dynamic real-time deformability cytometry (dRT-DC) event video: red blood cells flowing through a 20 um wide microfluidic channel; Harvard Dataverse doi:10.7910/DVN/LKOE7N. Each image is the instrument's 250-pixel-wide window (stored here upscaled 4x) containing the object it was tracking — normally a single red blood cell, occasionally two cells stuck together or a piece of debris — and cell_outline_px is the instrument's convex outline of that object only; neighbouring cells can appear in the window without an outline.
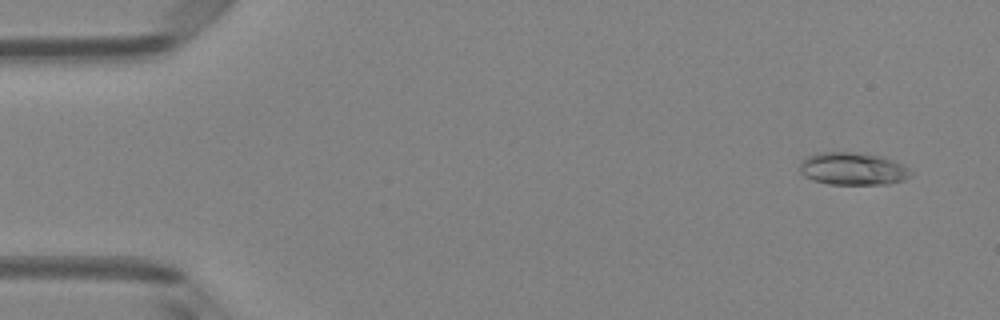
{"species": "Egyptian fruit bat (a non-hibernating species)", "species_latin": "Rousettus aegyptiacus", "temperature_condition": "room temperature", "stored_images_in_passage": 5, "camera_frame_rate_fps": 3000, "um_per_image_px": 0.085, "animal": {"sex": "female"}, "frame": {"image": 1, "passage_image": 1, "time_ms": 0.0, "image_size_px": [1000, 320], "cell_outline_px": [[912, 176], [904, 180], [888, 184], [828, 184], [812, 180], [804, 176], [800, 172], [800, 164], [808, 156], [820, 152], [852, 152], [880, 156], [900, 164], [908, 168], [912, 172]], "centroid_in_image_um": [72.48, 14.36], "position_along_channel_um": 12.5, "area_um2": 20.92}}
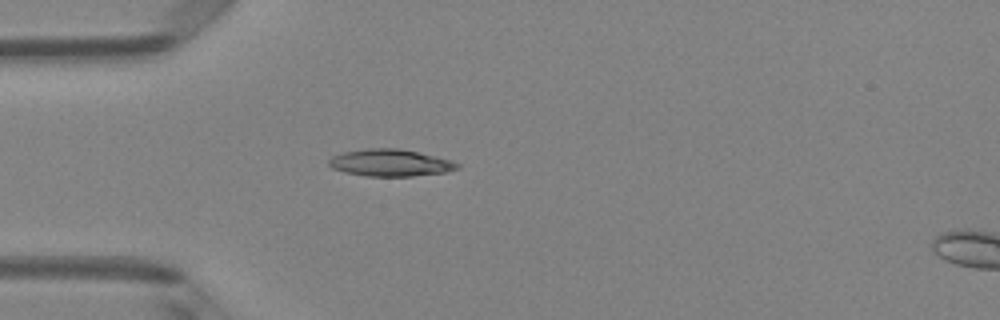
{"frame": {"image": 2, "passage_image": 4, "time_ms": 1.0, "image_size_px": [1000, 320], "cell_outline_px": [[460, 168], [448, 172], [412, 176], [364, 176], [344, 172], [332, 168], [328, 164], [328, 160], [332, 156], [344, 152], [368, 148], [400, 148], [420, 152], [452, 160], [460, 164]], "centroid_in_image_um": [33.2, 13.83], "position_along_channel_um": 51.8, "area_um2": 20.46}}